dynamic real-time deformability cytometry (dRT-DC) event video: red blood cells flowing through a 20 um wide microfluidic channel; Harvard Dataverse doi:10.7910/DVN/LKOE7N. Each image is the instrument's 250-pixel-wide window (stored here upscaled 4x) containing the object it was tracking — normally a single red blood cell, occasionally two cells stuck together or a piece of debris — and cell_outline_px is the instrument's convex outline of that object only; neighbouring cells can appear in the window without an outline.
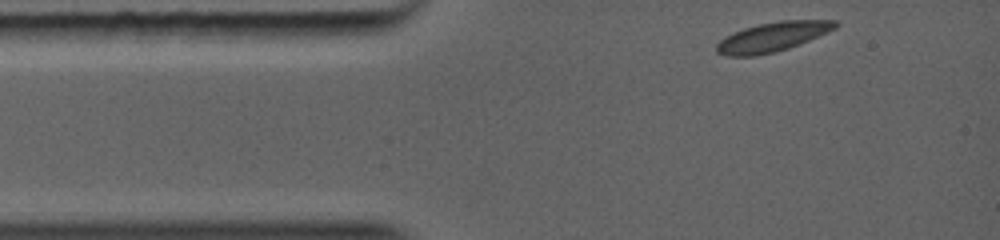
{"species": "common noctule bat (a hibernating species)", "species_latin": "Nyctalus noctula", "temperature_condition": "warm", "stored_images_in_passage": 69, "camera_frame_rate_fps": 5000, "um_per_image_px": 0.085, "animal": {"sex": "female", "body_mass_g": 19.0, "forearm_length_mm": 56.7}, "frame": {"image": 1, "passage_image": 1, "time_ms": 0.0, "image_size_px": [1000, 240], "cell_outline_px": [[840, 24], [836, 28], [828, 32], [800, 44], [776, 52], [756, 56], [724, 56], [716, 52], [716, 44], [724, 36], [744, 28], [760, 24], [780, 20], [836, 20]], "centroid_in_image_um": [65.66, 3.14], "position_along_channel_um": 19.3, "area_um2": 20.52}}
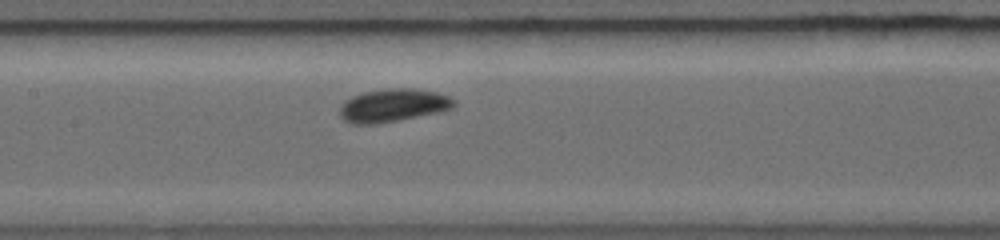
{"frame": {"image": 2, "passage_image": 27, "time_ms": 4.0, "image_size_px": [1000, 240], "cell_outline_px": [[456, 104], [448, 108], [432, 112], [384, 120], [352, 120], [344, 116], [340, 112], [340, 108], [344, 100], [360, 92], [380, 88], [416, 88], [436, 92], [448, 96], [456, 100]], "centroid_in_image_um": [33.46, 8.81], "position_along_channel_um": 173.9, "area_um2": 20.11}}
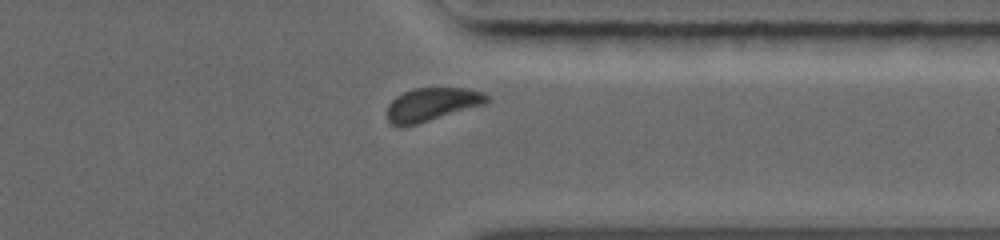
{"frame": {"image": 3, "passage_image": 58, "time_ms": 8.2, "image_size_px": [1000, 240], "cell_outline_px": [[488, 100], [484, 104], [412, 124], [392, 124], [388, 120], [388, 104], [396, 96], [412, 88], [468, 88], [484, 92], [488, 96]], "centroid_in_image_um": [36.72, 8.81], "position_along_channel_um": 374.7, "area_um2": 18.55}}